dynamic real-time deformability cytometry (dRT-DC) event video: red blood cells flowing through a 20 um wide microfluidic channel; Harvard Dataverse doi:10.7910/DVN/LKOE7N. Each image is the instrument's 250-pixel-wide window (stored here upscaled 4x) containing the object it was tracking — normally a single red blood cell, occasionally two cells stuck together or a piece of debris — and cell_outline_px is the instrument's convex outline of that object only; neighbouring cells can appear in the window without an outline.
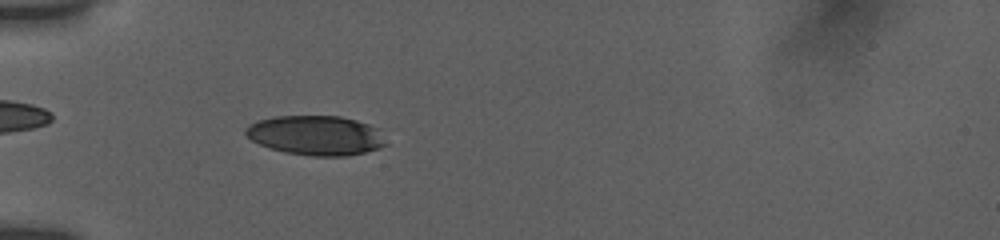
{"species": "human", "species_latin": "Homo sapiens", "temperature_condition": "room temperature", "stored_images_in_passage": 47, "camera_frame_rate_fps": 3000, "um_per_image_px": 0.085, "donor": {"sex": "female"}, "frame": {"image": 1, "passage_image": 8, "time_ms": 2.333, "image_size_px": [1000, 240], "cell_outline_px": [[388, 144], [380, 148], [348, 156], [312, 156], [284, 152], [260, 144], [252, 140], [244, 132], [244, 128], [256, 120], [276, 116], [340, 116], [356, 120], [380, 128]], "centroid_in_image_um": [26.89, 11.5], "position_along_channel_um": 58.1, "area_um2": 32.6}}
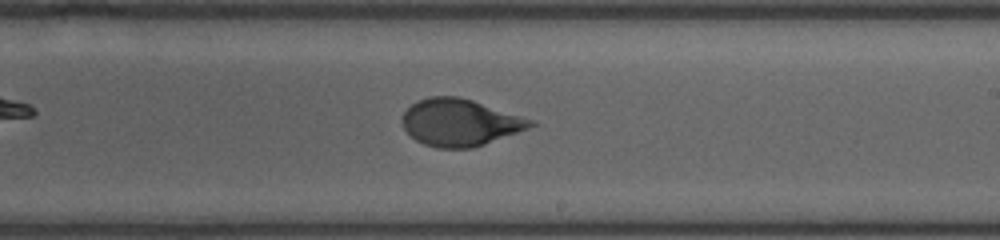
{"frame": {"image": 2, "passage_image": 24, "time_ms": 7.667, "image_size_px": [1000, 240], "cell_outline_px": [[536, 124], [528, 128], [484, 144], [472, 148], [436, 148], [424, 144], [416, 140], [404, 128], [400, 120], [404, 112], [412, 104], [428, 96], [460, 96], [536, 120]], "centroid_in_image_um": [39.09, 10.4], "position_along_channel_um": 249.9, "area_um2": 35.08}}
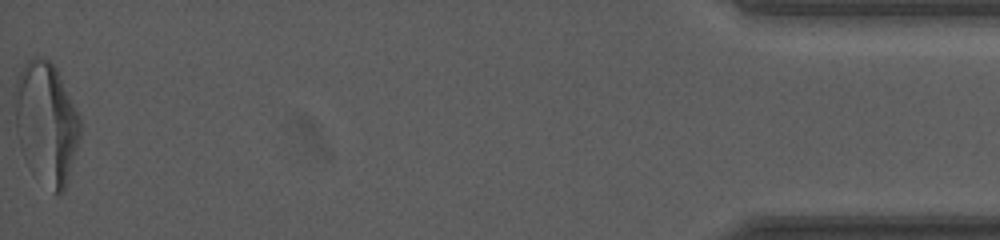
{"frame": {"image": 3, "passage_image": 46, "time_ms": 14.667, "image_size_px": [1000, 240], "cell_outline_px": [[80, 136], [64, 192], [56, 196], [24, 156], [20, 148], [16, 132], [12, 92], [16, 80], [24, 64], [32, 56], [44, 56], [56, 68], [80, 116]], "centroid_in_image_um": [3.91, 10.37], "position_along_channel_um": 431.3, "area_um2": 46.24}, "authors_computed_cell_mechanics": {"area_um2": 35.0846, "velocity_mm_per_s": 3.81, "shape_relaxation_time_tau1_ms": 4.0582, "shape_relaxation_time_tau2_ms": null, "deformation_change_tau1": 0.1839, "deformation_change_tau2": null}}